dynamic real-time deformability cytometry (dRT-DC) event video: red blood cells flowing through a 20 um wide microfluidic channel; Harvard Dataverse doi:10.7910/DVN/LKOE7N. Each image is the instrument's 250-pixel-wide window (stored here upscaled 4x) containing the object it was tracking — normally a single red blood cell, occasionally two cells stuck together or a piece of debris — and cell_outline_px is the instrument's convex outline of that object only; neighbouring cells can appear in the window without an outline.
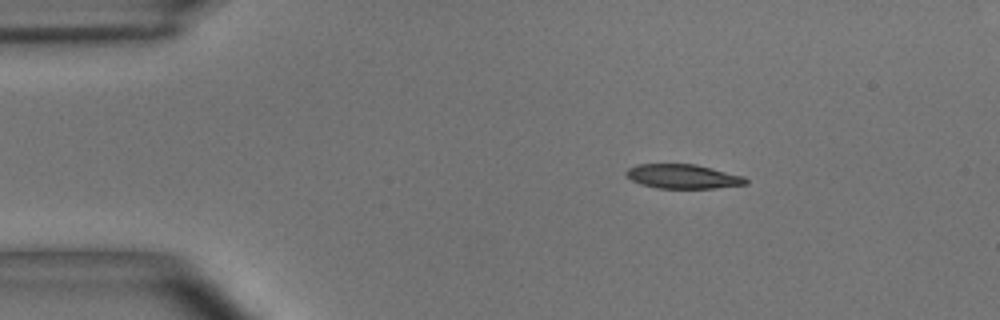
{"species": "common noctule bat (a hibernating species)", "species_latin": "Nyctalus noctula", "temperature_condition": "room temperature", "stored_images_in_passage": 3, "camera_frame_rate_fps": 3000, "um_per_image_px": 0.085, "animal": {"sex": "male", "body_mass_g": 15.6}, "frame": {"image": 1, "passage_image": 1, "time_ms": 0.0, "image_size_px": [1000, 320], "cell_outline_px": [[748, 184], [712, 188], [656, 188], [640, 184], [632, 180], [624, 172], [628, 168], [636, 164], [696, 164], [744, 176], [748, 180]], "centroid_in_image_um": [58.04, 14.99], "position_along_channel_um": 27.0, "area_um2": 16.94}}
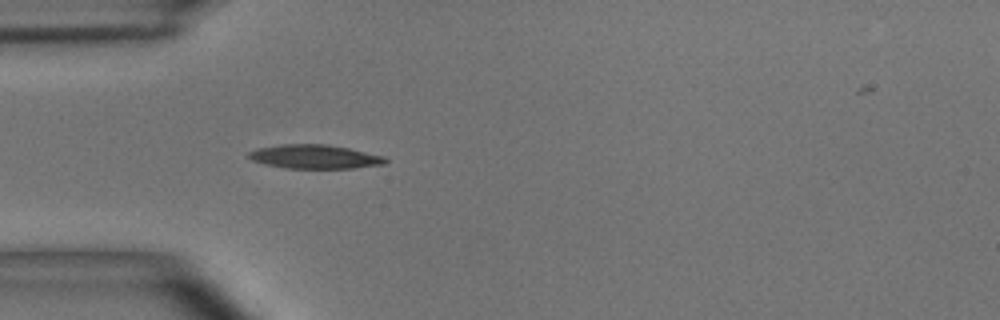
{"frame": {"image": 2, "passage_image": 3, "time_ms": 0.667, "image_size_px": [1000, 320], "cell_outline_px": [[388, 160], [384, 164], [352, 168], [284, 168], [264, 164], [252, 160], [248, 156], [248, 152], [256, 148], [280, 144], [328, 144], [348, 148], [384, 156]], "centroid_in_image_um": [26.71, 13.31], "position_along_channel_um": 58.3, "area_um2": 19.07}}